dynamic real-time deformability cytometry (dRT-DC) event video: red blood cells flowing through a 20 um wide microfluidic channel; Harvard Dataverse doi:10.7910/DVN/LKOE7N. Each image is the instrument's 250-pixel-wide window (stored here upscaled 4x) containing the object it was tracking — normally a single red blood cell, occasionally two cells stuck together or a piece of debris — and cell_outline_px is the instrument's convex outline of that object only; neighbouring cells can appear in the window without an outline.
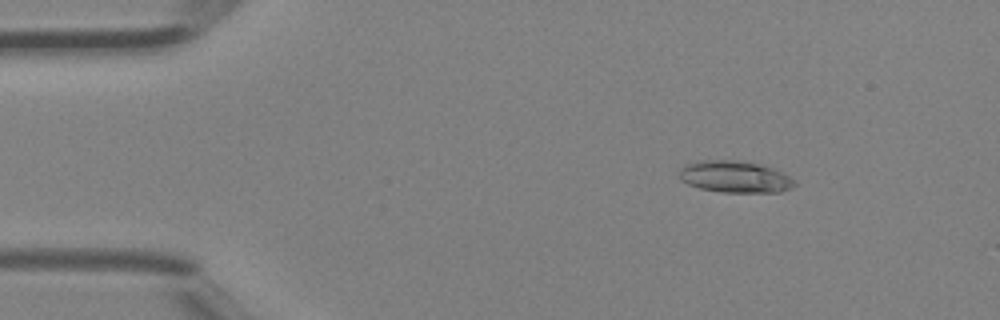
{"species": "Egyptian fruit bat (a non-hibernating species)", "species_latin": "Rousettus aegyptiacus", "temperature_condition": "room temperature", "stored_images_in_passage": 4, "camera_frame_rate_fps": 3000, "um_per_image_px": 0.085, "animal": {"sex": "female"}, "frame": {"image": 1, "passage_image": 3, "time_ms": 0.667, "image_size_px": [1000, 320], "cell_outline_px": [[796, 184], [792, 188], [780, 192], [720, 192], [700, 188], [688, 184], [680, 180], [676, 172], [684, 164], [700, 160], [736, 160], [764, 164], [796, 180]], "centroid_in_image_um": [62.43, 15.02], "position_along_channel_um": 22.6, "area_um2": 21.68}}